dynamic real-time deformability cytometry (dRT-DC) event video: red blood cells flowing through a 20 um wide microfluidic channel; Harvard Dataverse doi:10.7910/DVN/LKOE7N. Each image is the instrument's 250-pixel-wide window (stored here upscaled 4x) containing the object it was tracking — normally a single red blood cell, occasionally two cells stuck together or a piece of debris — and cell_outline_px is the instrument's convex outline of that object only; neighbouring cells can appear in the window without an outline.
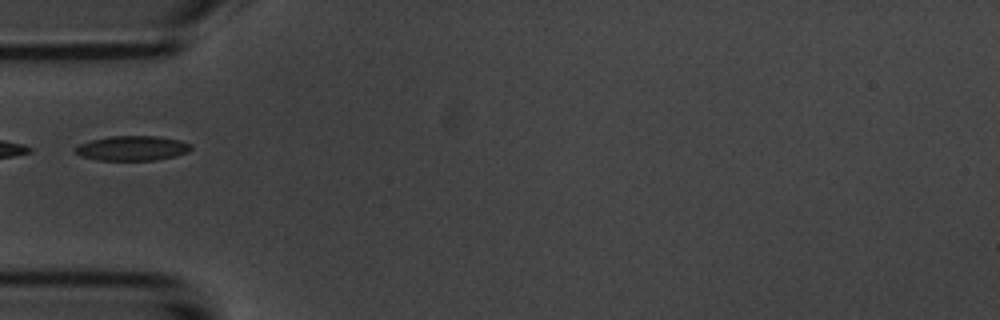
{"species": "common noctule bat (a hibernating species)", "species_latin": "Nyctalus noctula", "temperature_condition": "room temperature", "stored_images_in_passage": 21, "camera_frame_rate_fps": 3000, "um_per_image_px": 0.085, "animal": {"sex": "male", "body_mass_g": 20.1, "forearm_length_mm": 53.5}, "frame": {"image": 1, "passage_image": 1, "time_ms": 0.0, "image_size_px": [1000, 320], "cell_outline_px": [[192, 148], [188, 152], [176, 156], [156, 160], [96, 160], [80, 156], [76, 152], [76, 148], [80, 144], [92, 140], [108, 136], [160, 136], [180, 140], [192, 144]], "centroid_in_image_um": [11.29, 12.6], "position_along_channel_um": 73.7, "area_um2": 16.76}}
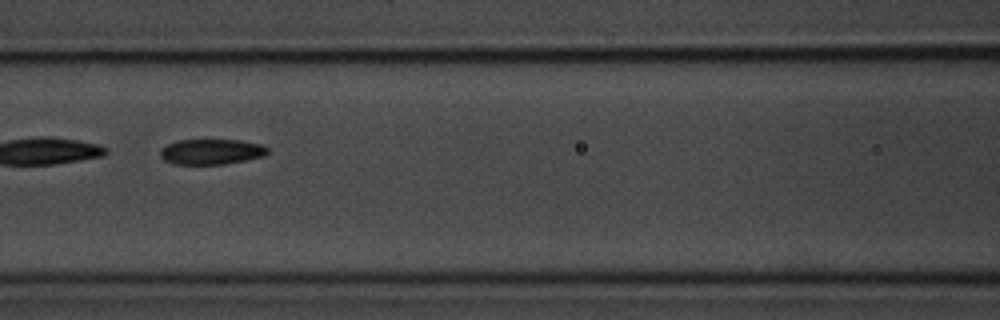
{"frame": {"image": 2, "passage_image": 7, "time_ms": 2.0, "image_size_px": [1000, 320], "cell_outline_px": [[268, 152], [264, 156], [224, 164], [172, 164], [164, 160], [160, 156], [160, 148], [176, 140], [240, 140], [260, 144], [268, 148]], "centroid_in_image_um": [17.93, 12.89], "position_along_channel_um": 148.7, "area_um2": 15.9}}